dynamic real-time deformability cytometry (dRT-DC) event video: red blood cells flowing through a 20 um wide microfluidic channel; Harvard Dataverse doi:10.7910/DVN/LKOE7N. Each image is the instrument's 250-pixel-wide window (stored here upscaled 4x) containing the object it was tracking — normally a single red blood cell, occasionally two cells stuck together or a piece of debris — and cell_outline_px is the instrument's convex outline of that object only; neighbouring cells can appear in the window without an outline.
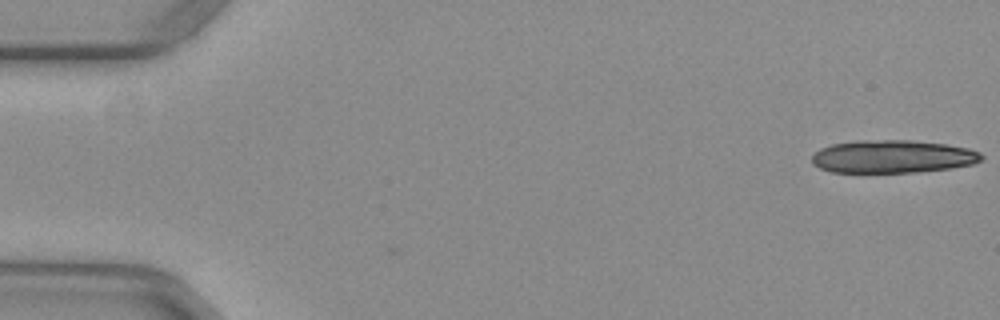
{"species": "common noctule bat (a hibernating species)", "species_latin": "Nyctalus noctula", "temperature_condition": "warm", "stored_images_in_passage": 2, "camera_frame_rate_fps": 3000, "um_per_image_px": 0.085, "animal": {"sex": "female", "body_mass_g": 29.2, "forearm_length_mm": 56.3}, "frame": {"image": 1, "passage_image": 2, "time_ms": 0.333, "image_size_px": [1000, 320], "cell_outline_px": [[984, 156], [980, 160], [972, 164], [952, 168], [916, 172], [832, 172], [820, 168], [812, 164], [812, 156], [820, 148], [832, 144], [856, 140], [912, 140], [944, 144], [968, 148], [980, 152]], "centroid_in_image_um": [75.86, 13.3], "position_along_channel_um": 9.1, "area_um2": 32.54}}